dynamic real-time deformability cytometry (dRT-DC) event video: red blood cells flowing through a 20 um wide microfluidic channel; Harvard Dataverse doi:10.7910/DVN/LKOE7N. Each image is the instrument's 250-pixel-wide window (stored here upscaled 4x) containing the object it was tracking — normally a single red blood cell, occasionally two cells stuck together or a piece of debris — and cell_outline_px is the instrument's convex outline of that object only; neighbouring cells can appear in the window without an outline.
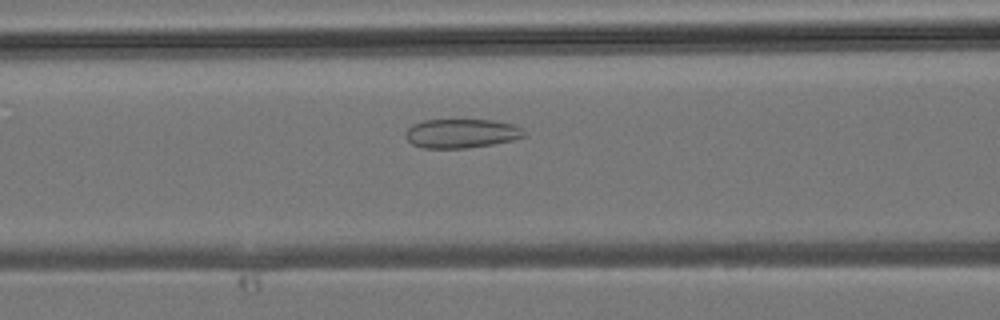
{"species": "common noctule bat (a hibernating species)", "species_latin": "Nyctalus noctula", "temperature_condition": "room temperature", "stored_images_in_passage": 27, "camera_frame_rate_fps": 3000, "um_per_image_px": 0.085, "animal": {"sex": "male", "body_mass_g": 19.2, "forearm_length_mm": 51.8}, "frame": {"image": 1, "passage_image": 10, "time_ms": 3.0, "image_size_px": [1000, 320], "cell_outline_px": [[524, 136], [512, 140], [492, 144], [468, 148], [420, 148], [412, 144], [404, 136], [404, 132], [412, 124], [424, 120], [496, 120], [512, 124], [520, 128], [524, 132]], "centroid_in_image_um": [39.16, 11.34], "position_along_channel_um": 127.4, "area_um2": 20.11}}
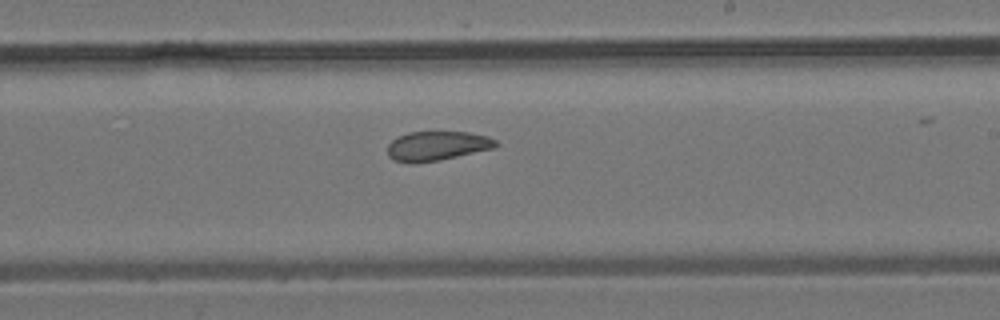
{"frame": {"image": 2, "passage_image": 17, "time_ms": 5.333, "image_size_px": [1000, 320], "cell_outline_px": [[500, 144], [496, 148], [440, 160], [412, 164], [408, 164], [392, 160], [388, 156], [388, 144], [396, 136], [408, 132], [468, 132], [488, 136], [496, 140]], "centroid_in_image_um": [37.14, 12.41], "position_along_channel_um": 251.9, "area_um2": 18.96}}
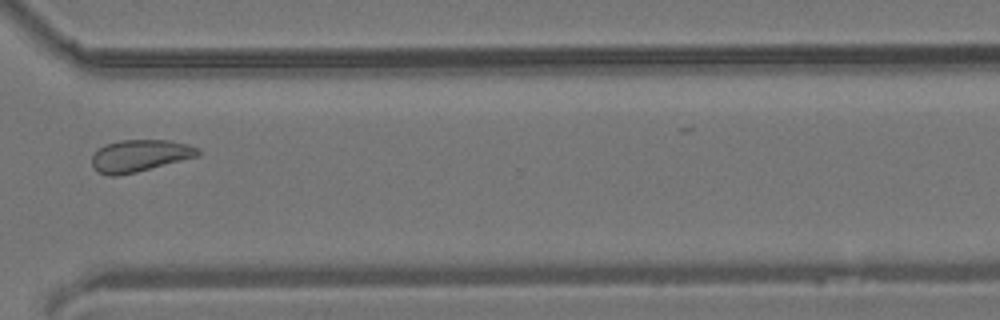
{"frame": {"image": 3, "passage_image": 23, "time_ms": 7.333, "image_size_px": [1000, 320], "cell_outline_px": [[200, 156], [136, 172], [116, 176], [108, 176], [92, 168], [92, 156], [104, 144], [120, 140], [168, 140], [188, 144], [200, 148]], "centroid_in_image_um": [11.9, 13.23], "position_along_channel_um": 358.7, "area_um2": 19.88}}